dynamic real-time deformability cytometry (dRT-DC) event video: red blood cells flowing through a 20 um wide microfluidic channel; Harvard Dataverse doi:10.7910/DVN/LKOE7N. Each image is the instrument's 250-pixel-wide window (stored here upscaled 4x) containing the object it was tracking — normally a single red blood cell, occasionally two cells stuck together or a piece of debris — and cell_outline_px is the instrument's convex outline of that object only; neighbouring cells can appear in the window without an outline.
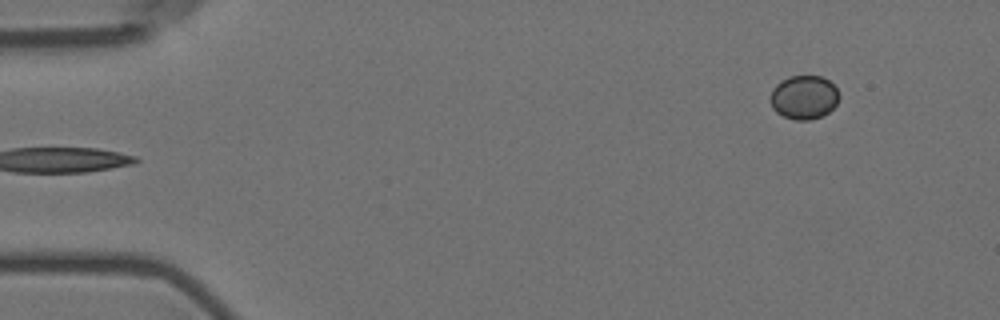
{"species": "Egyptian fruit bat (a non-hibernating species)", "species_latin": "Rousettus aegyptiacus", "temperature_condition": "room temperature", "stored_images_in_passage": 5, "camera_frame_rate_fps": 3000, "um_per_image_px": 0.085, "animal": {"sex": "female"}, "frame": {"image": 1, "passage_image": 5, "time_ms": 4.667, "image_size_px": [1000, 320], "cell_outline_px": [[840, 96], [836, 104], [828, 112], [820, 116], [808, 120], [796, 120], [784, 116], [776, 112], [772, 108], [772, 88], [780, 80], [788, 76], [820, 76], [828, 80], [836, 88]], "centroid_in_image_um": [68.33, 8.25], "position_along_channel_um": 16.7, "area_um2": 17.4}}